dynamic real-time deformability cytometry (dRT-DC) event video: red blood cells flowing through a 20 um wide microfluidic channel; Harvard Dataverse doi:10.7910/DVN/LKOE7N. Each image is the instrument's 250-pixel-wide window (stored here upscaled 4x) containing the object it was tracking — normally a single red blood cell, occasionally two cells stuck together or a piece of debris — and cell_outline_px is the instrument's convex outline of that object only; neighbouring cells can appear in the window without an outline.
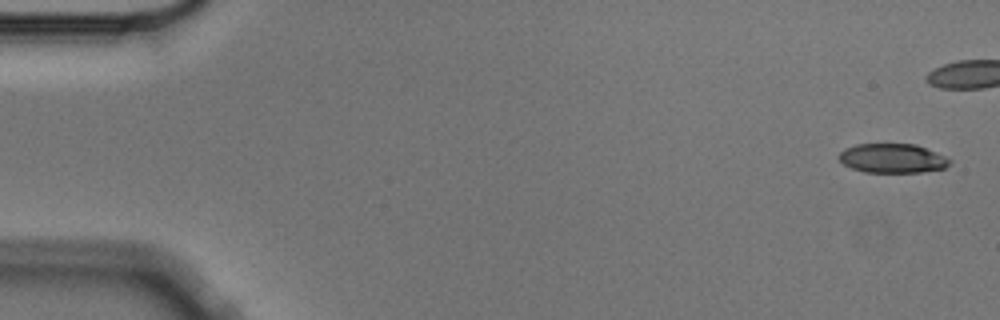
{"species": "Egyptian fruit bat (a non-hibernating species)", "species_latin": "Rousettus aegyptiacus", "temperature_condition": "cold", "stored_images_in_passage": 6, "camera_frame_rate_fps": 3000, "um_per_image_px": 0.085, "animal": {"sex": "male"}, "frame": {"image": 1, "passage_image": 1, "time_ms": 0.0, "image_size_px": [1000, 320], "cell_outline_px": [[952, 160], [944, 168], [920, 172], [864, 172], [852, 168], [844, 164], [840, 160], [840, 152], [856, 144], [916, 144], [944, 156]], "centroid_in_image_um": [75.86, 13.46], "position_along_channel_um": 9.1, "area_um2": 18.55}}
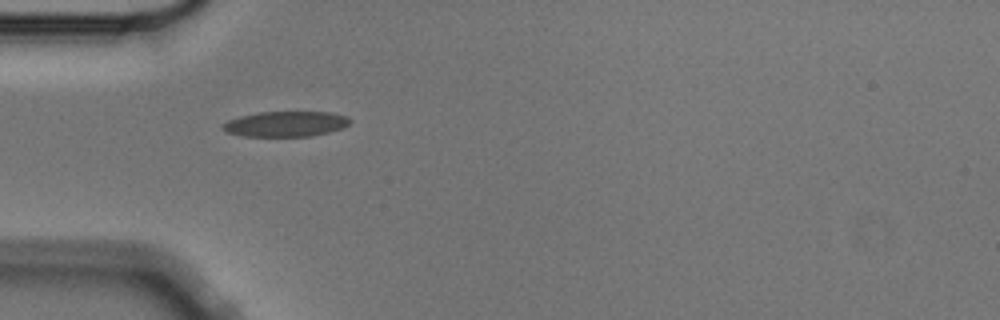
{"frame": {"image": 2, "passage_image": 5, "time_ms": 1.333, "image_size_px": [1000, 320], "cell_outline_px": [[352, 120], [344, 128], [312, 136], [244, 136], [228, 132], [220, 128], [228, 120], [240, 116], [260, 112], [332, 112], [348, 116]], "centroid_in_image_um": [24.33, 10.53], "position_along_channel_um": 60.7, "area_um2": 18.79}}
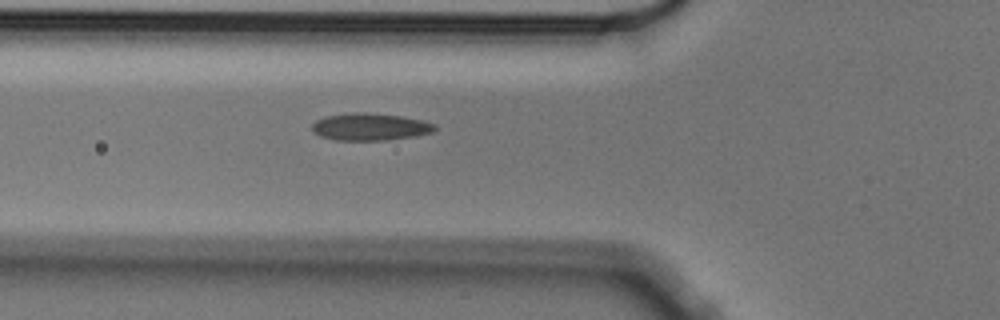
{"frame": {"image": 3, "passage_image": 6, "time_ms": 1.667, "image_size_px": [1000, 320], "cell_outline_px": [[436, 128], [432, 132], [416, 136], [388, 140], [336, 140], [320, 136], [312, 132], [312, 124], [316, 120], [324, 116], [352, 112], [364, 112], [400, 116], [420, 120], [436, 124]], "centroid_in_image_um": [31.42, 10.78], "position_along_channel_um": 94.4, "area_um2": 19.54}}